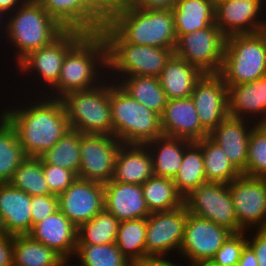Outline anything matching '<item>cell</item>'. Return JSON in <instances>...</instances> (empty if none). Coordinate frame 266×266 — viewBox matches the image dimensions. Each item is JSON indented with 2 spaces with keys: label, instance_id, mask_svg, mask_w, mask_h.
Segmentation results:
<instances>
[{
  "label": "cell",
  "instance_id": "obj_22",
  "mask_svg": "<svg viewBox=\"0 0 266 266\" xmlns=\"http://www.w3.org/2000/svg\"><path fill=\"white\" fill-rule=\"evenodd\" d=\"M228 114L255 124L266 123V76L228 87Z\"/></svg>",
  "mask_w": 266,
  "mask_h": 266
},
{
  "label": "cell",
  "instance_id": "obj_38",
  "mask_svg": "<svg viewBox=\"0 0 266 266\" xmlns=\"http://www.w3.org/2000/svg\"><path fill=\"white\" fill-rule=\"evenodd\" d=\"M146 218L120 221L115 244L130 261L146 256Z\"/></svg>",
  "mask_w": 266,
  "mask_h": 266
},
{
  "label": "cell",
  "instance_id": "obj_54",
  "mask_svg": "<svg viewBox=\"0 0 266 266\" xmlns=\"http://www.w3.org/2000/svg\"><path fill=\"white\" fill-rule=\"evenodd\" d=\"M71 261H67L63 266H75L74 264H71Z\"/></svg>",
  "mask_w": 266,
  "mask_h": 266
},
{
  "label": "cell",
  "instance_id": "obj_31",
  "mask_svg": "<svg viewBox=\"0 0 266 266\" xmlns=\"http://www.w3.org/2000/svg\"><path fill=\"white\" fill-rule=\"evenodd\" d=\"M26 158L14 126L0 113V183H9Z\"/></svg>",
  "mask_w": 266,
  "mask_h": 266
},
{
  "label": "cell",
  "instance_id": "obj_33",
  "mask_svg": "<svg viewBox=\"0 0 266 266\" xmlns=\"http://www.w3.org/2000/svg\"><path fill=\"white\" fill-rule=\"evenodd\" d=\"M173 181L183 198L207 182L202 150L196 142H191L185 148L181 166Z\"/></svg>",
  "mask_w": 266,
  "mask_h": 266
},
{
  "label": "cell",
  "instance_id": "obj_49",
  "mask_svg": "<svg viewBox=\"0 0 266 266\" xmlns=\"http://www.w3.org/2000/svg\"><path fill=\"white\" fill-rule=\"evenodd\" d=\"M25 0H0V10L7 16L14 12Z\"/></svg>",
  "mask_w": 266,
  "mask_h": 266
},
{
  "label": "cell",
  "instance_id": "obj_9",
  "mask_svg": "<svg viewBox=\"0 0 266 266\" xmlns=\"http://www.w3.org/2000/svg\"><path fill=\"white\" fill-rule=\"evenodd\" d=\"M69 127L83 134L114 136L110 109V79L87 90L74 91L61 98Z\"/></svg>",
  "mask_w": 266,
  "mask_h": 266
},
{
  "label": "cell",
  "instance_id": "obj_27",
  "mask_svg": "<svg viewBox=\"0 0 266 266\" xmlns=\"http://www.w3.org/2000/svg\"><path fill=\"white\" fill-rule=\"evenodd\" d=\"M202 75L195 66L173 55L158 78L167 99H176L189 98Z\"/></svg>",
  "mask_w": 266,
  "mask_h": 266
},
{
  "label": "cell",
  "instance_id": "obj_32",
  "mask_svg": "<svg viewBox=\"0 0 266 266\" xmlns=\"http://www.w3.org/2000/svg\"><path fill=\"white\" fill-rule=\"evenodd\" d=\"M141 186L145 204L150 213L171 211L184 205V198L176 190L171 178L153 175Z\"/></svg>",
  "mask_w": 266,
  "mask_h": 266
},
{
  "label": "cell",
  "instance_id": "obj_26",
  "mask_svg": "<svg viewBox=\"0 0 266 266\" xmlns=\"http://www.w3.org/2000/svg\"><path fill=\"white\" fill-rule=\"evenodd\" d=\"M191 143L186 139L161 135L145 143L153 163V174L174 179L182 163L185 148Z\"/></svg>",
  "mask_w": 266,
  "mask_h": 266
},
{
  "label": "cell",
  "instance_id": "obj_42",
  "mask_svg": "<svg viewBox=\"0 0 266 266\" xmlns=\"http://www.w3.org/2000/svg\"><path fill=\"white\" fill-rule=\"evenodd\" d=\"M42 170L50 192L57 196L64 192L78 178L77 174L73 171L56 165L46 164L43 160Z\"/></svg>",
  "mask_w": 266,
  "mask_h": 266
},
{
  "label": "cell",
  "instance_id": "obj_3",
  "mask_svg": "<svg viewBox=\"0 0 266 266\" xmlns=\"http://www.w3.org/2000/svg\"><path fill=\"white\" fill-rule=\"evenodd\" d=\"M88 5L127 43L176 47L172 10L142 9L120 0H88Z\"/></svg>",
  "mask_w": 266,
  "mask_h": 266
},
{
  "label": "cell",
  "instance_id": "obj_18",
  "mask_svg": "<svg viewBox=\"0 0 266 266\" xmlns=\"http://www.w3.org/2000/svg\"><path fill=\"white\" fill-rule=\"evenodd\" d=\"M201 125L210 133L228 114V87L217 74H203L192 95Z\"/></svg>",
  "mask_w": 266,
  "mask_h": 266
},
{
  "label": "cell",
  "instance_id": "obj_1",
  "mask_svg": "<svg viewBox=\"0 0 266 266\" xmlns=\"http://www.w3.org/2000/svg\"><path fill=\"white\" fill-rule=\"evenodd\" d=\"M88 0H25L6 16L3 46H13L12 66L48 46L86 9ZM7 39V40H6ZM15 49V50H14Z\"/></svg>",
  "mask_w": 266,
  "mask_h": 266
},
{
  "label": "cell",
  "instance_id": "obj_16",
  "mask_svg": "<svg viewBox=\"0 0 266 266\" xmlns=\"http://www.w3.org/2000/svg\"><path fill=\"white\" fill-rule=\"evenodd\" d=\"M214 13L215 24L226 37L266 30V5L260 0H221Z\"/></svg>",
  "mask_w": 266,
  "mask_h": 266
},
{
  "label": "cell",
  "instance_id": "obj_25",
  "mask_svg": "<svg viewBox=\"0 0 266 266\" xmlns=\"http://www.w3.org/2000/svg\"><path fill=\"white\" fill-rule=\"evenodd\" d=\"M153 175L152 157L145 144L120 146L112 181L142 185Z\"/></svg>",
  "mask_w": 266,
  "mask_h": 266
},
{
  "label": "cell",
  "instance_id": "obj_6",
  "mask_svg": "<svg viewBox=\"0 0 266 266\" xmlns=\"http://www.w3.org/2000/svg\"><path fill=\"white\" fill-rule=\"evenodd\" d=\"M94 25L107 43L108 78L122 76L159 77L174 50L125 42L93 9Z\"/></svg>",
  "mask_w": 266,
  "mask_h": 266
},
{
  "label": "cell",
  "instance_id": "obj_13",
  "mask_svg": "<svg viewBox=\"0 0 266 266\" xmlns=\"http://www.w3.org/2000/svg\"><path fill=\"white\" fill-rule=\"evenodd\" d=\"M240 232L266 224V178L241 174L228 184Z\"/></svg>",
  "mask_w": 266,
  "mask_h": 266
},
{
  "label": "cell",
  "instance_id": "obj_39",
  "mask_svg": "<svg viewBox=\"0 0 266 266\" xmlns=\"http://www.w3.org/2000/svg\"><path fill=\"white\" fill-rule=\"evenodd\" d=\"M9 183L30 196L52 194L44 178L40 157H27L14 172Z\"/></svg>",
  "mask_w": 266,
  "mask_h": 266
},
{
  "label": "cell",
  "instance_id": "obj_53",
  "mask_svg": "<svg viewBox=\"0 0 266 266\" xmlns=\"http://www.w3.org/2000/svg\"><path fill=\"white\" fill-rule=\"evenodd\" d=\"M0 20H6V15L0 10Z\"/></svg>",
  "mask_w": 266,
  "mask_h": 266
},
{
  "label": "cell",
  "instance_id": "obj_21",
  "mask_svg": "<svg viewBox=\"0 0 266 266\" xmlns=\"http://www.w3.org/2000/svg\"><path fill=\"white\" fill-rule=\"evenodd\" d=\"M77 232L78 228L57 210L33 225L28 235L55 250L66 261H72L77 248Z\"/></svg>",
  "mask_w": 266,
  "mask_h": 266
},
{
  "label": "cell",
  "instance_id": "obj_51",
  "mask_svg": "<svg viewBox=\"0 0 266 266\" xmlns=\"http://www.w3.org/2000/svg\"><path fill=\"white\" fill-rule=\"evenodd\" d=\"M196 266H223V265H220V264L214 262L213 260H207V261H203V262L197 264Z\"/></svg>",
  "mask_w": 266,
  "mask_h": 266
},
{
  "label": "cell",
  "instance_id": "obj_8",
  "mask_svg": "<svg viewBox=\"0 0 266 266\" xmlns=\"http://www.w3.org/2000/svg\"><path fill=\"white\" fill-rule=\"evenodd\" d=\"M227 87L249 83L266 76V30L226 38L218 73Z\"/></svg>",
  "mask_w": 266,
  "mask_h": 266
},
{
  "label": "cell",
  "instance_id": "obj_2",
  "mask_svg": "<svg viewBox=\"0 0 266 266\" xmlns=\"http://www.w3.org/2000/svg\"><path fill=\"white\" fill-rule=\"evenodd\" d=\"M29 94L27 93L29 97H23L24 101L20 100V104L17 102L16 106L5 105L6 108L1 113L14 126L26 156L41 157L70 127L61 99Z\"/></svg>",
  "mask_w": 266,
  "mask_h": 266
},
{
  "label": "cell",
  "instance_id": "obj_35",
  "mask_svg": "<svg viewBox=\"0 0 266 266\" xmlns=\"http://www.w3.org/2000/svg\"><path fill=\"white\" fill-rule=\"evenodd\" d=\"M120 221L104 208L90 221L81 224L77 232V244L115 243Z\"/></svg>",
  "mask_w": 266,
  "mask_h": 266
},
{
  "label": "cell",
  "instance_id": "obj_15",
  "mask_svg": "<svg viewBox=\"0 0 266 266\" xmlns=\"http://www.w3.org/2000/svg\"><path fill=\"white\" fill-rule=\"evenodd\" d=\"M122 144L112 135L81 133V162L77 176L102 184L111 181Z\"/></svg>",
  "mask_w": 266,
  "mask_h": 266
},
{
  "label": "cell",
  "instance_id": "obj_48",
  "mask_svg": "<svg viewBox=\"0 0 266 266\" xmlns=\"http://www.w3.org/2000/svg\"><path fill=\"white\" fill-rule=\"evenodd\" d=\"M237 266H259L255 252L248 244L243 248Z\"/></svg>",
  "mask_w": 266,
  "mask_h": 266
},
{
  "label": "cell",
  "instance_id": "obj_14",
  "mask_svg": "<svg viewBox=\"0 0 266 266\" xmlns=\"http://www.w3.org/2000/svg\"><path fill=\"white\" fill-rule=\"evenodd\" d=\"M188 213L185 205L171 211L150 213L146 218V256L168 257L174 252L173 257L179 255Z\"/></svg>",
  "mask_w": 266,
  "mask_h": 266
},
{
  "label": "cell",
  "instance_id": "obj_5",
  "mask_svg": "<svg viewBox=\"0 0 266 266\" xmlns=\"http://www.w3.org/2000/svg\"><path fill=\"white\" fill-rule=\"evenodd\" d=\"M93 26L92 8L88 5L87 9L51 44L31 52L15 68L13 67L20 72L19 77L28 74L27 76L32 80L28 82L33 86L37 85L35 87L37 89H33L31 95H35L36 90H40L36 95H46L57 84L66 53Z\"/></svg>",
  "mask_w": 266,
  "mask_h": 266
},
{
  "label": "cell",
  "instance_id": "obj_40",
  "mask_svg": "<svg viewBox=\"0 0 266 266\" xmlns=\"http://www.w3.org/2000/svg\"><path fill=\"white\" fill-rule=\"evenodd\" d=\"M243 175L266 178V123L255 124L251 130Z\"/></svg>",
  "mask_w": 266,
  "mask_h": 266
},
{
  "label": "cell",
  "instance_id": "obj_44",
  "mask_svg": "<svg viewBox=\"0 0 266 266\" xmlns=\"http://www.w3.org/2000/svg\"><path fill=\"white\" fill-rule=\"evenodd\" d=\"M246 232H249L247 234V244L255 252L258 265L266 266V232L262 229Z\"/></svg>",
  "mask_w": 266,
  "mask_h": 266
},
{
  "label": "cell",
  "instance_id": "obj_12",
  "mask_svg": "<svg viewBox=\"0 0 266 266\" xmlns=\"http://www.w3.org/2000/svg\"><path fill=\"white\" fill-rule=\"evenodd\" d=\"M231 234L226 227L188 213L178 260L183 259L188 264L185 266H196L203 261L212 260Z\"/></svg>",
  "mask_w": 266,
  "mask_h": 266
},
{
  "label": "cell",
  "instance_id": "obj_36",
  "mask_svg": "<svg viewBox=\"0 0 266 266\" xmlns=\"http://www.w3.org/2000/svg\"><path fill=\"white\" fill-rule=\"evenodd\" d=\"M81 133L69 129L63 137L40 158L50 165H56L73 171L78 175L80 155Z\"/></svg>",
  "mask_w": 266,
  "mask_h": 266
},
{
  "label": "cell",
  "instance_id": "obj_46",
  "mask_svg": "<svg viewBox=\"0 0 266 266\" xmlns=\"http://www.w3.org/2000/svg\"><path fill=\"white\" fill-rule=\"evenodd\" d=\"M123 3H128L132 6H137L142 9H165L172 10L177 0H120Z\"/></svg>",
  "mask_w": 266,
  "mask_h": 266
},
{
  "label": "cell",
  "instance_id": "obj_37",
  "mask_svg": "<svg viewBox=\"0 0 266 266\" xmlns=\"http://www.w3.org/2000/svg\"><path fill=\"white\" fill-rule=\"evenodd\" d=\"M73 260L75 266H129V260L115 243L77 244Z\"/></svg>",
  "mask_w": 266,
  "mask_h": 266
},
{
  "label": "cell",
  "instance_id": "obj_43",
  "mask_svg": "<svg viewBox=\"0 0 266 266\" xmlns=\"http://www.w3.org/2000/svg\"><path fill=\"white\" fill-rule=\"evenodd\" d=\"M59 210L58 196L54 194L31 196L32 226Z\"/></svg>",
  "mask_w": 266,
  "mask_h": 266
},
{
  "label": "cell",
  "instance_id": "obj_17",
  "mask_svg": "<svg viewBox=\"0 0 266 266\" xmlns=\"http://www.w3.org/2000/svg\"><path fill=\"white\" fill-rule=\"evenodd\" d=\"M58 200L59 210L78 228L104 208V185L78 177Z\"/></svg>",
  "mask_w": 266,
  "mask_h": 266
},
{
  "label": "cell",
  "instance_id": "obj_10",
  "mask_svg": "<svg viewBox=\"0 0 266 266\" xmlns=\"http://www.w3.org/2000/svg\"><path fill=\"white\" fill-rule=\"evenodd\" d=\"M226 38L214 23L181 35L177 39L174 55L195 66L203 74H217L221 69Z\"/></svg>",
  "mask_w": 266,
  "mask_h": 266
},
{
  "label": "cell",
  "instance_id": "obj_23",
  "mask_svg": "<svg viewBox=\"0 0 266 266\" xmlns=\"http://www.w3.org/2000/svg\"><path fill=\"white\" fill-rule=\"evenodd\" d=\"M104 209L119 221L147 218L150 215L140 184L118 181L104 183Z\"/></svg>",
  "mask_w": 266,
  "mask_h": 266
},
{
  "label": "cell",
  "instance_id": "obj_55",
  "mask_svg": "<svg viewBox=\"0 0 266 266\" xmlns=\"http://www.w3.org/2000/svg\"><path fill=\"white\" fill-rule=\"evenodd\" d=\"M264 5H266V0H260Z\"/></svg>",
  "mask_w": 266,
  "mask_h": 266
},
{
  "label": "cell",
  "instance_id": "obj_4",
  "mask_svg": "<svg viewBox=\"0 0 266 266\" xmlns=\"http://www.w3.org/2000/svg\"><path fill=\"white\" fill-rule=\"evenodd\" d=\"M108 77L107 43L94 25L67 53L57 84L46 96L63 98L100 85Z\"/></svg>",
  "mask_w": 266,
  "mask_h": 266
},
{
  "label": "cell",
  "instance_id": "obj_52",
  "mask_svg": "<svg viewBox=\"0 0 266 266\" xmlns=\"http://www.w3.org/2000/svg\"><path fill=\"white\" fill-rule=\"evenodd\" d=\"M5 26H6V20H0V34H4L5 32ZM2 29V30H1ZM2 34V37L0 36V40H4V35Z\"/></svg>",
  "mask_w": 266,
  "mask_h": 266
},
{
  "label": "cell",
  "instance_id": "obj_45",
  "mask_svg": "<svg viewBox=\"0 0 266 266\" xmlns=\"http://www.w3.org/2000/svg\"><path fill=\"white\" fill-rule=\"evenodd\" d=\"M172 256H168V259L166 256H153L148 255L141 257L139 259H135L129 262V266H184V264H180L177 262H174L175 260H170Z\"/></svg>",
  "mask_w": 266,
  "mask_h": 266
},
{
  "label": "cell",
  "instance_id": "obj_41",
  "mask_svg": "<svg viewBox=\"0 0 266 266\" xmlns=\"http://www.w3.org/2000/svg\"><path fill=\"white\" fill-rule=\"evenodd\" d=\"M247 244V232L232 233L212 259L223 266H237L241 253Z\"/></svg>",
  "mask_w": 266,
  "mask_h": 266
},
{
  "label": "cell",
  "instance_id": "obj_56",
  "mask_svg": "<svg viewBox=\"0 0 266 266\" xmlns=\"http://www.w3.org/2000/svg\"><path fill=\"white\" fill-rule=\"evenodd\" d=\"M219 1H221V0H213L214 3L219 2Z\"/></svg>",
  "mask_w": 266,
  "mask_h": 266
},
{
  "label": "cell",
  "instance_id": "obj_24",
  "mask_svg": "<svg viewBox=\"0 0 266 266\" xmlns=\"http://www.w3.org/2000/svg\"><path fill=\"white\" fill-rule=\"evenodd\" d=\"M0 216L9 235H28L32 229L31 196L0 183Z\"/></svg>",
  "mask_w": 266,
  "mask_h": 266
},
{
  "label": "cell",
  "instance_id": "obj_57",
  "mask_svg": "<svg viewBox=\"0 0 266 266\" xmlns=\"http://www.w3.org/2000/svg\"><path fill=\"white\" fill-rule=\"evenodd\" d=\"M262 230H264L266 232V224H265V226H264V228Z\"/></svg>",
  "mask_w": 266,
  "mask_h": 266
},
{
  "label": "cell",
  "instance_id": "obj_30",
  "mask_svg": "<svg viewBox=\"0 0 266 266\" xmlns=\"http://www.w3.org/2000/svg\"><path fill=\"white\" fill-rule=\"evenodd\" d=\"M67 261L29 235L13 236L12 266H63Z\"/></svg>",
  "mask_w": 266,
  "mask_h": 266
},
{
  "label": "cell",
  "instance_id": "obj_47",
  "mask_svg": "<svg viewBox=\"0 0 266 266\" xmlns=\"http://www.w3.org/2000/svg\"><path fill=\"white\" fill-rule=\"evenodd\" d=\"M13 236L0 238V266H12Z\"/></svg>",
  "mask_w": 266,
  "mask_h": 266
},
{
  "label": "cell",
  "instance_id": "obj_11",
  "mask_svg": "<svg viewBox=\"0 0 266 266\" xmlns=\"http://www.w3.org/2000/svg\"><path fill=\"white\" fill-rule=\"evenodd\" d=\"M184 205L189 213L226 227L232 233H240L228 184L206 182L184 198Z\"/></svg>",
  "mask_w": 266,
  "mask_h": 266
},
{
  "label": "cell",
  "instance_id": "obj_29",
  "mask_svg": "<svg viewBox=\"0 0 266 266\" xmlns=\"http://www.w3.org/2000/svg\"><path fill=\"white\" fill-rule=\"evenodd\" d=\"M129 96L161 116L167 104V96L160 80L154 76H122L114 81Z\"/></svg>",
  "mask_w": 266,
  "mask_h": 266
},
{
  "label": "cell",
  "instance_id": "obj_50",
  "mask_svg": "<svg viewBox=\"0 0 266 266\" xmlns=\"http://www.w3.org/2000/svg\"><path fill=\"white\" fill-rule=\"evenodd\" d=\"M9 235L8 232L6 231L3 219L0 216V238L5 237Z\"/></svg>",
  "mask_w": 266,
  "mask_h": 266
},
{
  "label": "cell",
  "instance_id": "obj_34",
  "mask_svg": "<svg viewBox=\"0 0 266 266\" xmlns=\"http://www.w3.org/2000/svg\"><path fill=\"white\" fill-rule=\"evenodd\" d=\"M202 150L207 182L229 184L241 173L229 161L222 147L205 137L196 142Z\"/></svg>",
  "mask_w": 266,
  "mask_h": 266
},
{
  "label": "cell",
  "instance_id": "obj_20",
  "mask_svg": "<svg viewBox=\"0 0 266 266\" xmlns=\"http://www.w3.org/2000/svg\"><path fill=\"white\" fill-rule=\"evenodd\" d=\"M255 123L228 116L209 133V138L222 147L232 165L243 174L246 171L248 143Z\"/></svg>",
  "mask_w": 266,
  "mask_h": 266
},
{
  "label": "cell",
  "instance_id": "obj_19",
  "mask_svg": "<svg viewBox=\"0 0 266 266\" xmlns=\"http://www.w3.org/2000/svg\"><path fill=\"white\" fill-rule=\"evenodd\" d=\"M160 119L164 135L191 142L209 136V132L201 125L191 97L168 99Z\"/></svg>",
  "mask_w": 266,
  "mask_h": 266
},
{
  "label": "cell",
  "instance_id": "obj_28",
  "mask_svg": "<svg viewBox=\"0 0 266 266\" xmlns=\"http://www.w3.org/2000/svg\"><path fill=\"white\" fill-rule=\"evenodd\" d=\"M213 0H177L172 9L177 39L215 23Z\"/></svg>",
  "mask_w": 266,
  "mask_h": 266
},
{
  "label": "cell",
  "instance_id": "obj_7",
  "mask_svg": "<svg viewBox=\"0 0 266 266\" xmlns=\"http://www.w3.org/2000/svg\"><path fill=\"white\" fill-rule=\"evenodd\" d=\"M110 109L114 137L123 144H145L163 135L160 116L129 96L112 80Z\"/></svg>",
  "mask_w": 266,
  "mask_h": 266
}]
</instances>
